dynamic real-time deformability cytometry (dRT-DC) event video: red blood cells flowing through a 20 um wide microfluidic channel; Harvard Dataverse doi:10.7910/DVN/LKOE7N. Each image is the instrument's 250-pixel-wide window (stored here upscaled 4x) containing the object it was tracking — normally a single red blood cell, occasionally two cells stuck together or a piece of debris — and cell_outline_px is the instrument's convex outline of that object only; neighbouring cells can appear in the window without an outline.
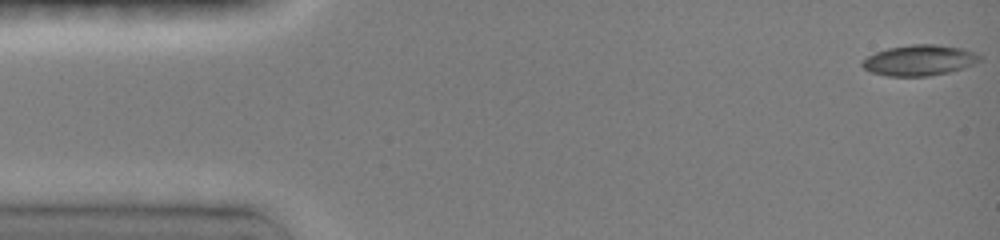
{"species": "common noctule bat (a hibernating species)", "species_latin": "Nyctalus noctula", "temperature_condition": "room temperature", "stored_images_in_passage": 11, "camera_frame_rate_fps": 3000, "um_per_image_px": 0.085, "animal": {"sex": "female", "body_mass_g": 19.0, "forearm_length_mm": 51.5}, "frame": {"image": 1, "passage_image": 1, "time_ms": 0.0, "image_size_px": [1000, 240], "cell_outline_px": [[984, 56], [980, 60], [964, 68], [948, 72], [928, 76], [888, 76], [872, 72], [864, 68], [860, 64], [860, 60], [876, 52], [888, 48], [912, 44], [936, 44], [964, 48]], "centroid_in_image_um": [78.15, 5.11], "position_along_channel_um": 6.8, "area_um2": 21.1}}
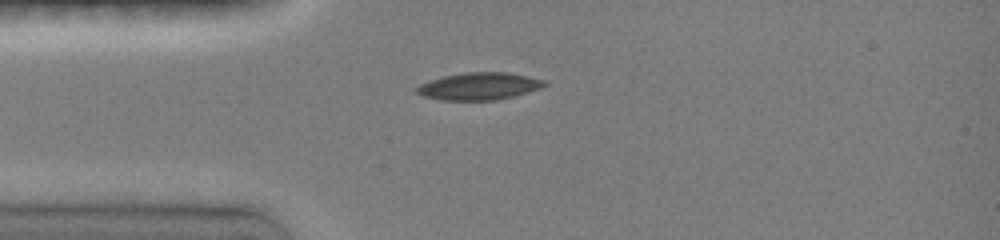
{"frame": {"image": 2, "passage_image": 7, "time_ms": 3.667, "image_size_px": [1000, 240], "cell_outline_px": [[548, 84], [540, 88], [512, 96], [496, 100], [444, 100], [424, 96], [416, 92], [416, 88], [420, 84], [444, 76], [464, 72], [504, 72], [528, 76], [544, 80]], "centroid_in_image_um": [40.73, 7.32], "position_along_channel_um": 44.3, "area_um2": 20.0}}
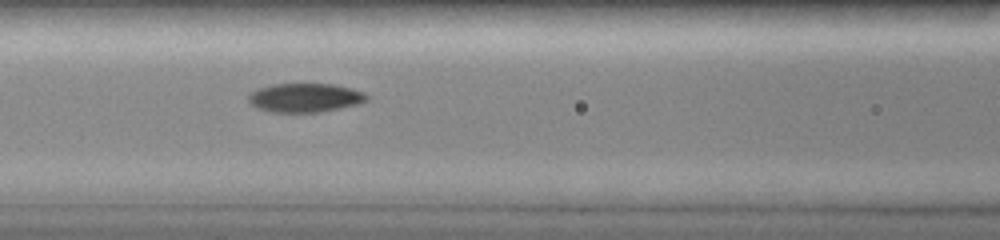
{"frame": {"image": 3, "passage_image": 11, "time_ms": 6.333, "image_size_px": [1000, 240], "cell_outline_px": [[368, 100], [360, 104], [320, 112], [272, 112], [256, 108], [248, 100], [248, 96], [252, 92], [260, 88], [272, 84], [332, 84], [352, 88], [364, 92], [368, 96]], "centroid_in_image_um": [25.96, 8.31], "position_along_channel_um": 140.6, "area_um2": 19.94}}